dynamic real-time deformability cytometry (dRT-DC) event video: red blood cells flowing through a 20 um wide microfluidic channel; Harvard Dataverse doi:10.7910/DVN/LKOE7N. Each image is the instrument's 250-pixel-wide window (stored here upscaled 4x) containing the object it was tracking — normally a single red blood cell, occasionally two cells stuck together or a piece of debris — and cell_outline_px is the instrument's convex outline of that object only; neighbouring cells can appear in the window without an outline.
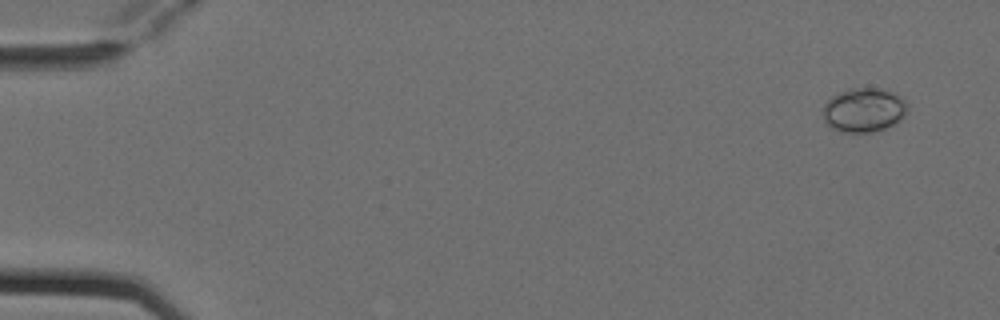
{"species": "Egyptian fruit bat (a non-hibernating species)", "species_latin": "Rousettus aegyptiacus", "temperature_condition": "cold", "stored_images_in_passage": 7, "camera_frame_rate_fps": 3000, "um_per_image_px": 0.085, "animal": {"sex": "female"}, "frame": {"image": 1, "passage_image": 1, "time_ms": 0.0, "image_size_px": [1000, 320], "cell_outline_px": [[904, 116], [900, 120], [884, 128], [872, 132], [840, 132], [832, 128], [824, 120], [824, 104], [832, 96], [840, 92], [852, 88], [876, 88], [892, 92], [900, 96], [904, 100]], "centroid_in_image_um": [73.38, 9.35], "position_along_channel_um": 11.6, "area_um2": 21.27}}
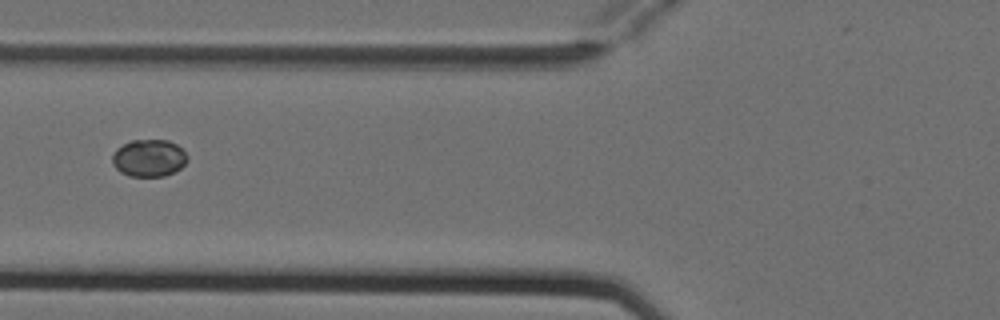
{"frame": {"image": 2, "passage_image": 6, "time_ms": 1.667, "image_size_px": [1000, 320], "cell_outline_px": [[188, 160], [180, 168], [164, 176], [128, 176], [120, 172], [112, 164], [112, 156], [116, 148], [132, 140], [168, 140], [176, 144], [188, 156]], "centroid_in_image_um": [12.64, 13.43], "position_along_channel_um": 113.2, "area_um2": 16.24}}
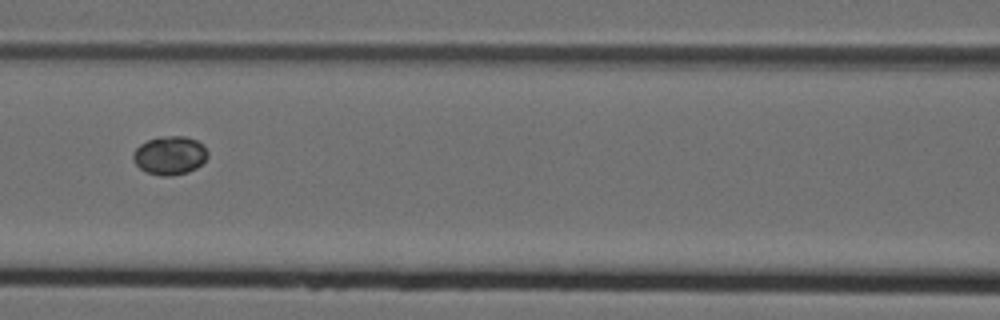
{"frame": {"image": 3, "passage_image": 7, "time_ms": 2.0, "image_size_px": [1000, 320], "cell_outline_px": [[208, 156], [196, 168], [188, 172], [172, 176], [160, 176], [148, 172], [140, 168], [132, 160], [132, 152], [140, 144], [148, 140], [160, 136], [184, 136], [196, 140], [204, 144], [208, 152]], "centroid_in_image_um": [14.42, 13.2], "position_along_channel_um": 152.2, "area_um2": 16.88}}